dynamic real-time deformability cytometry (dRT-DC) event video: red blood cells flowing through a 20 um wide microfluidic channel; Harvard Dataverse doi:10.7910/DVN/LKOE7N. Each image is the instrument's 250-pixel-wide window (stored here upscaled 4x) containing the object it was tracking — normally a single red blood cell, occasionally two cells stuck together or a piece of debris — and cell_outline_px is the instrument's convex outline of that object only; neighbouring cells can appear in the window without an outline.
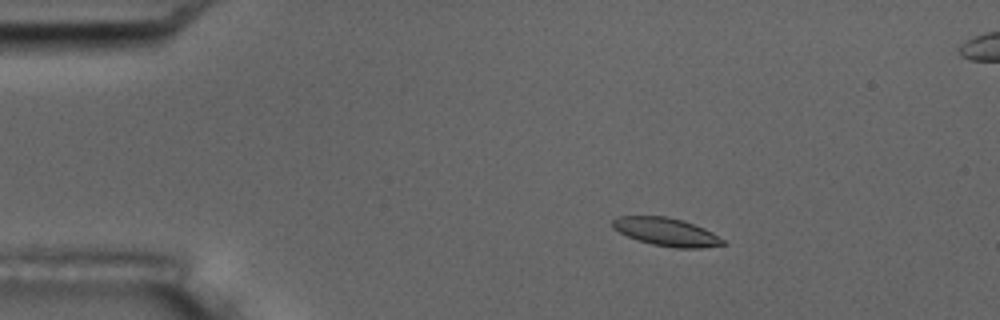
{"species": "common noctule bat (a hibernating species)", "species_latin": "Nyctalus noctula", "temperature_condition": "room temperature", "stored_images_in_passage": 6, "segment_of_instrument_passage": [1, 2], "camera_frame_rate_fps": 3000, "um_per_image_px": 0.085, "animal": {"sex": "male", "body_mass_g": 17.5, "forearm_length_mm": 52.3}, "frame": {"image": 1, "passage_image": 3, "time_ms": 2.333, "image_size_px": [1000, 320], "cell_outline_px": [[728, 244], [700, 248], [676, 248], [652, 244], [628, 236], [612, 228], [612, 220], [616, 216], [668, 216], [684, 220], [704, 228], [712, 232], [724, 240]], "centroid_in_image_um": [56.65, 19.7], "position_along_channel_um": 28.3, "area_um2": 18.09}}